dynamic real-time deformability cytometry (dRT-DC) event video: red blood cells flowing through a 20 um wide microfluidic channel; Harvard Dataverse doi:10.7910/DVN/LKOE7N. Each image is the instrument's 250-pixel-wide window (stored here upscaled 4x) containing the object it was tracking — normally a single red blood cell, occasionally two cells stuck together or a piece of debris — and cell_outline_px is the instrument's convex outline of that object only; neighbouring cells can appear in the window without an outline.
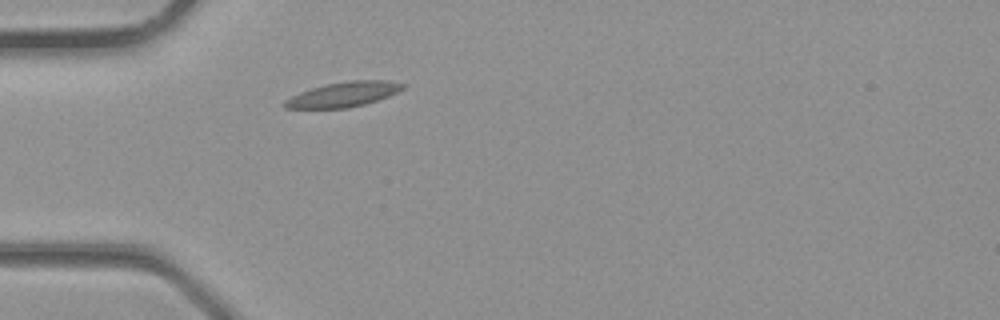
{"species": "common noctule bat (a hibernating species)", "species_latin": "Nyctalus noctula", "temperature_condition": "room temperature", "stored_images_in_passage": 2, "camera_frame_rate_fps": 3000, "um_per_image_px": 0.085, "animal": {"sex": "male", "body_mass_g": 23.1, "forearm_length_mm": 52.7}, "frame": {"image": 1, "passage_image": 2, "time_ms": 0.333, "image_size_px": [1000, 320], "cell_outline_px": [[404, 88], [388, 96], [364, 104], [348, 108], [284, 108], [280, 104], [284, 100], [300, 92], [312, 88], [328, 84], [348, 80], [388, 80], [404, 84]], "centroid_in_image_um": [29.15, 8.02], "position_along_channel_um": 55.8, "area_um2": 16.99}}